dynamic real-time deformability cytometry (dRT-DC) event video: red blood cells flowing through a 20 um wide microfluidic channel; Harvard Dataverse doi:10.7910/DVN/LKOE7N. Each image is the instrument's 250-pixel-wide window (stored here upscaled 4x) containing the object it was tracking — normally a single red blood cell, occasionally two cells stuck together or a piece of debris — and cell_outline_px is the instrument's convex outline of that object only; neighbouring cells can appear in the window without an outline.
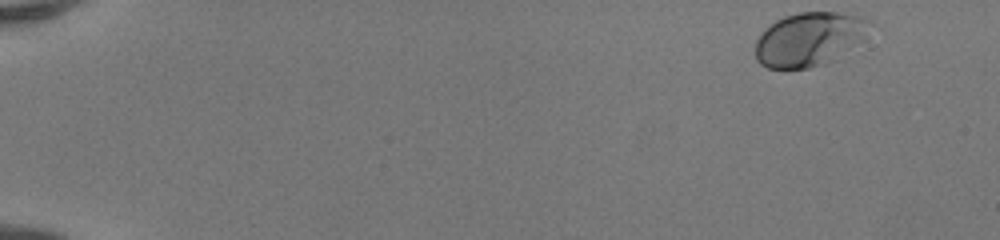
{"species": "human", "species_latin": "Homo sapiens", "temperature_condition": "room temperature", "stored_images_in_passage": 48, "camera_frame_rate_fps": 3000, "um_per_image_px": 0.085, "donor": {"sex": "female"}, "frame": {"image": 1, "passage_image": 1, "time_ms": 0.0, "image_size_px": [1000, 240], "cell_outline_px": [[872, 20], [864, 40], [836, 60], [824, 64], [808, 68], [768, 68], [760, 64], [756, 60], [756, 40], [760, 32], [764, 28], [776, 20], [784, 16], [800, 12], [836, 12], [860, 16]], "centroid_in_image_um": [68.81, 3.33], "position_along_channel_um": 16.2, "area_um2": 36.36}}
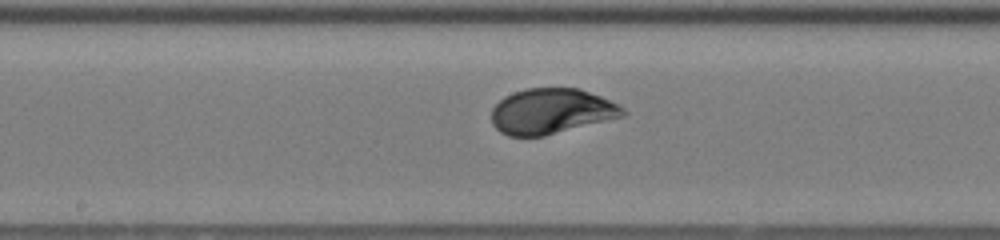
{"frame": {"image": 2, "passage_image": 26, "time_ms": 8.333, "image_size_px": [1000, 240], "cell_outline_px": [[628, 116], [544, 136], [508, 136], [500, 132], [492, 124], [492, 108], [504, 96], [512, 92], [528, 88], [580, 88], [620, 104], [628, 112]], "centroid_in_image_um": [46.92, 9.46], "position_along_channel_um": 201.3, "area_um2": 35.26}}
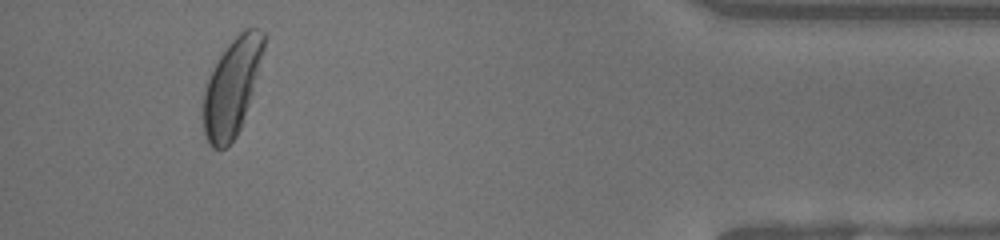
{"frame": {"image": 3, "passage_image": 45, "time_ms": 14.667, "image_size_px": [1000, 240], "cell_outline_px": [[264, 48], [248, 104], [240, 128], [236, 136], [224, 148], [212, 148], [208, 144], [204, 132], [200, 108], [204, 92], [208, 80], [216, 60], [228, 44], [244, 28], [256, 28], [264, 32]], "centroid_in_image_um": [19.65, 7.42], "position_along_channel_um": 415.5, "area_um2": 33.87}, "authors_computed_cell_mechanics": {"area_um2": 34.9401, "velocity_mm_per_s": 4.1302, "shape_relaxation_time_tau1_ms": 2.5186, "shape_relaxation_time_tau2_ms": null, "deformation_change_tau1": 0.1278, "deformation_change_tau2": null}}